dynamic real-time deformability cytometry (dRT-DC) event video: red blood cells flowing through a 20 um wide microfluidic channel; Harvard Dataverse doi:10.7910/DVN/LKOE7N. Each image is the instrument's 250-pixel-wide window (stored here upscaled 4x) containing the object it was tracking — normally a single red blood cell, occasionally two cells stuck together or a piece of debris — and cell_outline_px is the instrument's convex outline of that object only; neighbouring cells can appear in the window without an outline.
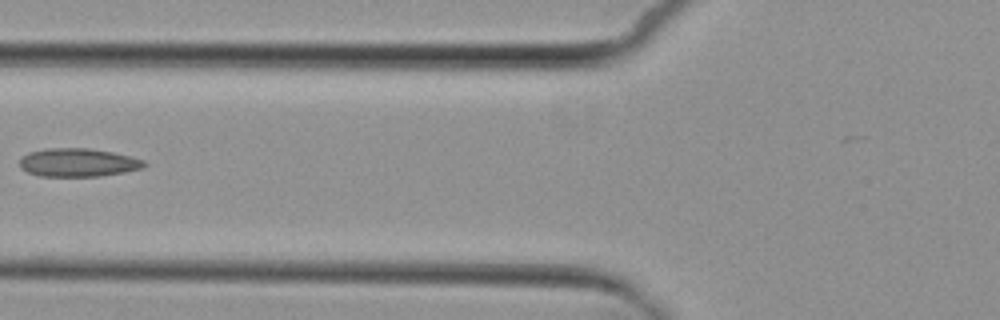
{"species": "common noctule bat (a hibernating species)", "species_latin": "Nyctalus noctula", "temperature_condition": "cold", "stored_images_in_passage": 6, "camera_frame_rate_fps": 3000, "um_per_image_px": 0.085, "animal": {"sex": "female", "body_mass_g": 29.2, "forearm_length_mm": 56.3}, "frame": {"image": 1, "passage_image": 6, "time_ms": 6.0, "image_size_px": [1000, 320], "cell_outline_px": [[148, 164], [144, 168], [124, 172], [100, 176], [40, 176], [28, 172], [20, 168], [20, 160], [28, 152], [48, 148], [88, 148], [112, 152], [132, 156], [144, 160]], "centroid_in_image_um": [6.67, 13.81], "position_along_channel_um": 119.1, "area_um2": 20.63}}